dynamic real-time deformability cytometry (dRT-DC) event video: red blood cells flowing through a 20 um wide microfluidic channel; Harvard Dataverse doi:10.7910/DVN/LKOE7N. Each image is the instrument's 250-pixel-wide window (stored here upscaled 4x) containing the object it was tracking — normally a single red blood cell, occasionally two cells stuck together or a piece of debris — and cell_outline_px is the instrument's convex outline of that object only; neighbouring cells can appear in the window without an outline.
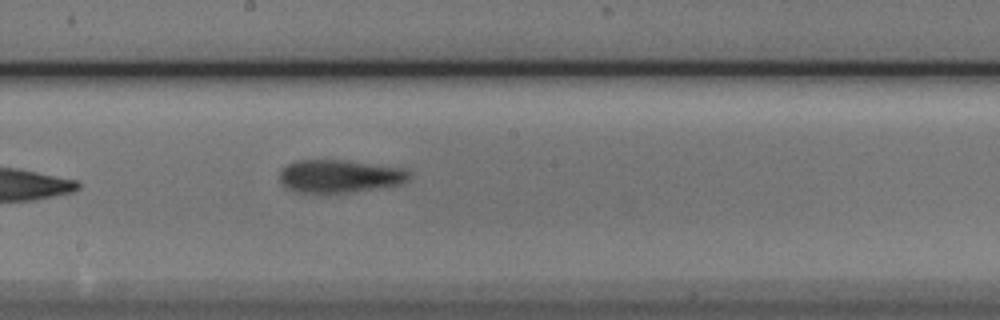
{"species": "Egyptian fruit bat (a non-hibernating species)", "species_latin": "Rousettus aegyptiacus", "temperature_condition": "cold", "stored_images_in_passage": 9, "camera_frame_rate_fps": 3000, "um_per_image_px": 0.085, "animal": {"sex": "male"}, "frame": {"image": 1, "passage_image": 9, "time_ms": 2.667, "image_size_px": [1000, 320], "cell_outline_px": [[408, 180], [400, 184], [380, 188], [352, 192], [320, 196], [316, 196], [292, 192], [284, 188], [280, 180], [280, 172], [288, 164], [296, 160], [344, 160], [400, 168], [408, 172]], "centroid_in_image_um": [28.75, 15.04], "position_along_channel_um": 219.5, "area_um2": 25.55}}